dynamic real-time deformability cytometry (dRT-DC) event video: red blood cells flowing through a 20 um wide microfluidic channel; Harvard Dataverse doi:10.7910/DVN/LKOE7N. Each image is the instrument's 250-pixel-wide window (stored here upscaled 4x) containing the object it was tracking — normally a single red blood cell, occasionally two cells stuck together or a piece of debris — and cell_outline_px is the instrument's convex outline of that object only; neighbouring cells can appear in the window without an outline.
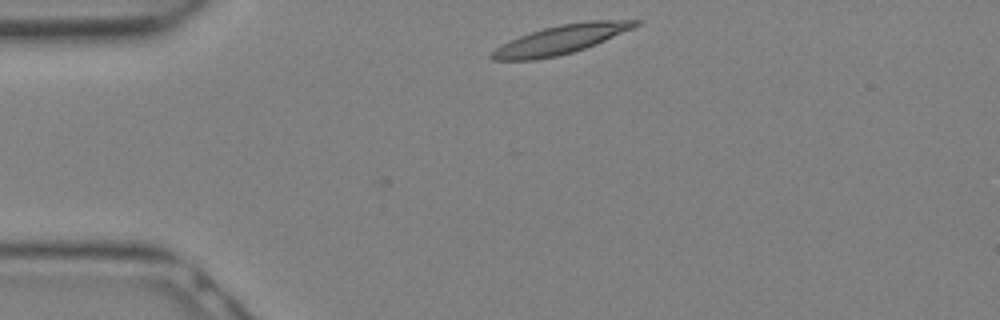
{"species": "Egyptian fruit bat (a non-hibernating species)", "species_latin": "Rousettus aegyptiacus", "temperature_condition": "warm", "stored_images_in_passage": 7, "camera_frame_rate_fps": 3000, "um_per_image_px": 0.085, "animal": {"sex": "female"}, "frame": {"image": 1, "passage_image": 1, "time_ms": 0.0, "image_size_px": [1000, 320], "cell_outline_px": [[640, 24], [632, 28], [596, 44], [572, 52], [556, 56], [536, 60], [492, 60], [488, 56], [496, 48], [520, 36], [544, 28], [560, 24], [588, 20], [640, 20]], "centroid_in_image_um": [47.67, 3.36], "position_along_channel_um": 37.3, "area_um2": 23.76}}
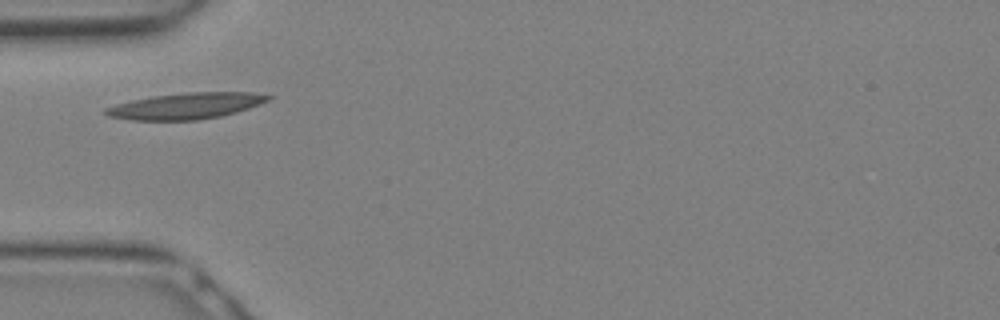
{"frame": {"image": 2, "passage_image": 4, "time_ms": 1.0, "image_size_px": [1000, 320], "cell_outline_px": [[272, 96], [268, 100], [248, 108], [236, 112], [220, 116], [196, 120], [128, 120], [108, 116], [104, 112], [104, 108], [116, 104], [132, 100], [152, 96], [188, 92], [252, 92]], "centroid_in_image_um": [15.76, 9.0], "position_along_channel_um": 69.2, "area_um2": 24.62}}
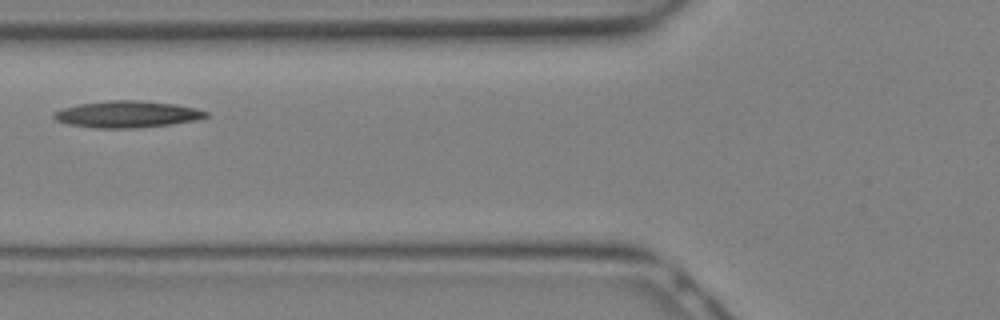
{"frame": {"image": 3, "passage_image": 6, "time_ms": 1.667, "image_size_px": [1000, 320], "cell_outline_px": [[208, 116], [196, 120], [172, 124], [136, 128], [96, 128], [68, 124], [56, 120], [52, 116], [52, 112], [64, 108], [80, 104], [108, 100], [140, 100], [176, 104], [196, 108], [208, 112]], "centroid_in_image_um": [10.81, 9.71], "position_along_channel_um": 115.0, "area_um2": 23.7}}